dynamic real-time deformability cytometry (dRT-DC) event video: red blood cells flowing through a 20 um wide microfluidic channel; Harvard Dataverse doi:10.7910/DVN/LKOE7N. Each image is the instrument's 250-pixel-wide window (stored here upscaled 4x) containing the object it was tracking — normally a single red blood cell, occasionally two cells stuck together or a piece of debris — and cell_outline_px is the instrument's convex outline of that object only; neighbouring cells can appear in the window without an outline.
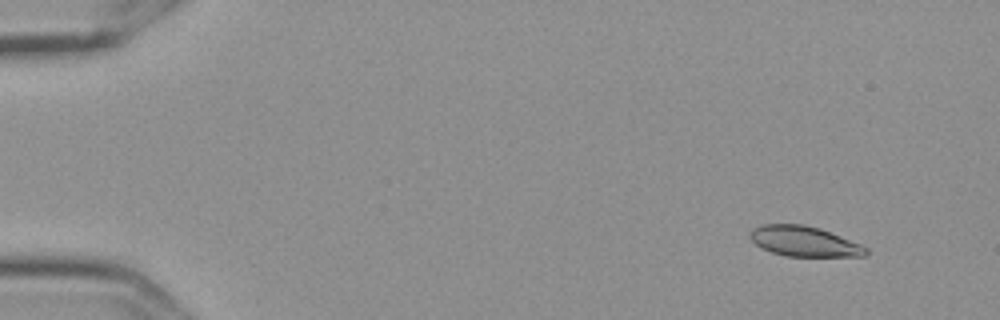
{"species": "Egyptian fruit bat (a non-hibernating species)", "species_latin": "Rousettus aegyptiacus", "temperature_condition": "cold", "stored_images_in_passage": 58, "camera_frame_rate_fps": 3000, "um_per_image_px": 0.085, "frame": {"image": 1, "passage_image": 6, "time_ms": 1.667, "image_size_px": [1000, 320], "cell_outline_px": [[868, 256], [784, 256], [760, 248], [748, 236], [752, 228], [764, 224], [804, 224], [820, 228], [860, 244], [868, 248]], "centroid_in_image_um": [68.34, 20.51], "position_along_channel_um": 16.7, "area_um2": 20.46}}
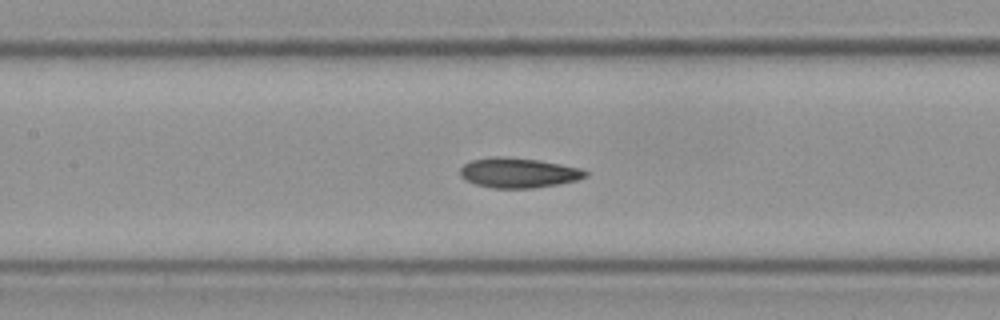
{"frame": {"image": 2, "passage_image": 28, "time_ms": 9.0, "image_size_px": [1000, 320], "cell_outline_px": [[588, 176], [576, 180], [556, 184], [532, 188], [492, 188], [476, 184], [464, 180], [460, 176], [460, 168], [464, 164], [472, 160], [496, 156], [500, 156], [540, 160], [580, 168], [588, 172]], "centroid_in_image_um": [44.04, 14.68], "position_along_channel_um": 163.4, "area_um2": 21.79}}
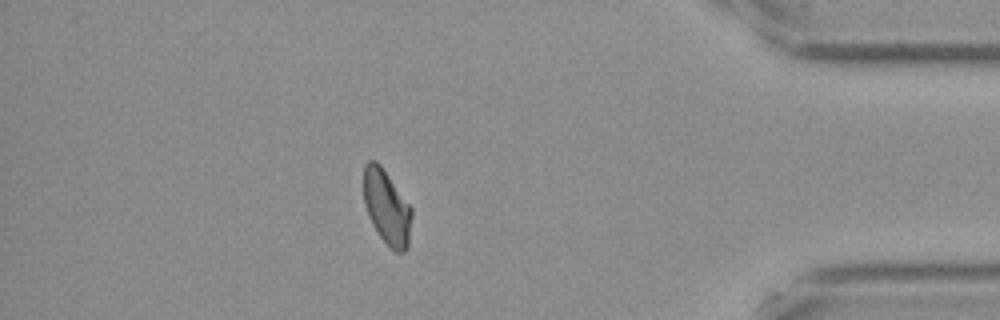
{"frame": {"image": 3, "passage_image": 51, "time_ms": 16.667, "image_size_px": [1000, 320], "cell_outline_px": [[412, 216], [408, 248], [404, 252], [396, 252], [380, 236], [372, 224], [368, 216], [364, 204], [364, 164], [368, 160], [376, 160], [380, 164], [412, 208]], "centroid_in_image_um": [32.87, 17.6], "position_along_channel_um": 402.3, "area_um2": 20.81}, "authors_computed_cell_mechanics": {"area_um2": 21.1548, "velocity_mm_per_s": 3.5979, "shape_relaxation_time_tau1_ms": null, "shape_relaxation_time_tau2_ms": 8.8145, "deformation_change_tau1": null, "deformation_change_tau2": 0.1118}}